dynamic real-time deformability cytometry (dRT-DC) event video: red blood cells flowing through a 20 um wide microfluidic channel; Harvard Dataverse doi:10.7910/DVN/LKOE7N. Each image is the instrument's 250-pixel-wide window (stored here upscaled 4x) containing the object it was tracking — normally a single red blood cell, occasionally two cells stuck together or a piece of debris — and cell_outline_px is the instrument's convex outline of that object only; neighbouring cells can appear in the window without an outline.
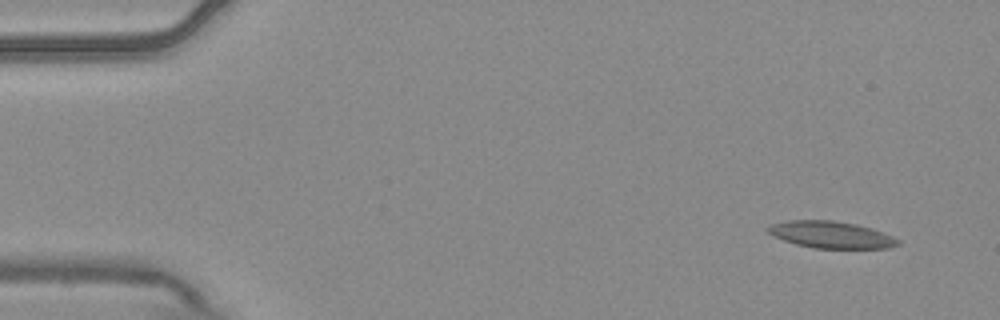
{"species": "common noctule bat (a hibernating species)", "species_latin": "Nyctalus noctula", "temperature_condition": "warm", "stored_images_in_passage": 7, "camera_frame_rate_fps": 3000, "um_per_image_px": 0.085, "animal": {"sex": "male", "body_mass_g": 20.4}, "frame": {"image": 1, "passage_image": 1, "time_ms": 0.0, "image_size_px": [1000, 320], "cell_outline_px": [[900, 244], [888, 248], [812, 248], [796, 244], [784, 240], [768, 232], [764, 228], [768, 224], [788, 220], [832, 220], [856, 224], [872, 228], [892, 236], [900, 240]], "centroid_in_image_um": [70.62, 19.94], "position_along_channel_um": 14.4, "area_um2": 20.4}}
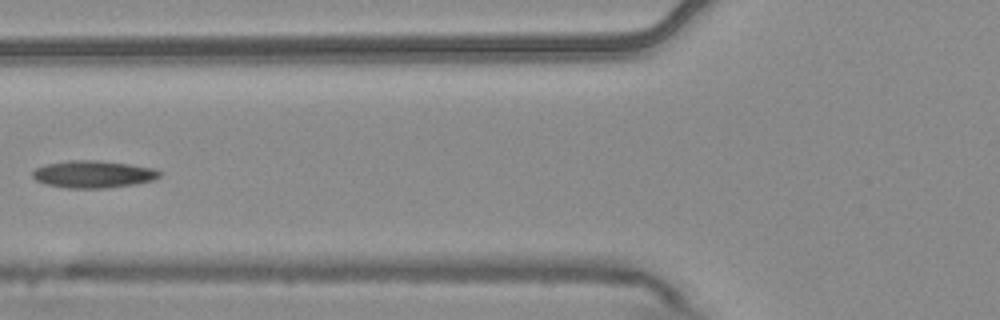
{"frame": {"image": 2, "passage_image": 6, "time_ms": 1.667, "image_size_px": [1000, 320], "cell_outline_px": [[160, 176], [152, 180], [136, 184], [104, 188], [68, 188], [44, 184], [36, 180], [32, 176], [32, 172], [36, 168], [44, 164], [68, 160], [100, 160], [156, 168], [160, 172]], "centroid_in_image_um": [7.9, 14.8], "position_along_channel_um": 117.9, "area_um2": 20.29}}
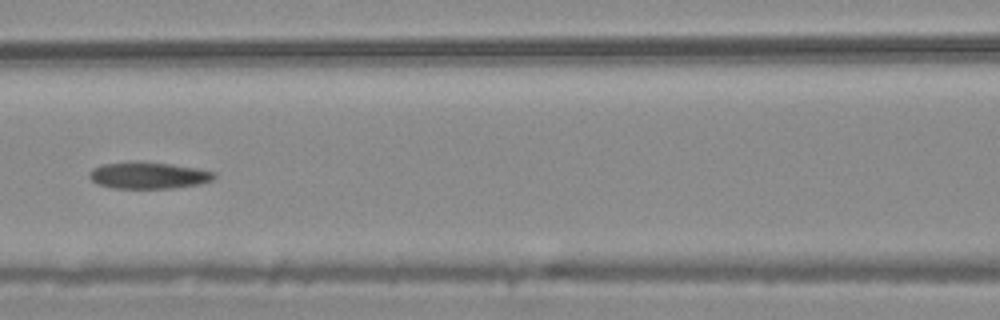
{"frame": {"image": 3, "passage_image": 7, "time_ms": 2.0, "image_size_px": [1000, 320], "cell_outline_px": [[216, 176], [212, 180], [200, 184], [176, 188], [112, 188], [100, 184], [92, 180], [88, 176], [88, 172], [92, 168], [104, 164], [168, 164], [196, 168], [216, 172]], "centroid_in_image_um": [12.67, 14.95], "position_along_channel_um": 153.9, "area_um2": 18.61}}